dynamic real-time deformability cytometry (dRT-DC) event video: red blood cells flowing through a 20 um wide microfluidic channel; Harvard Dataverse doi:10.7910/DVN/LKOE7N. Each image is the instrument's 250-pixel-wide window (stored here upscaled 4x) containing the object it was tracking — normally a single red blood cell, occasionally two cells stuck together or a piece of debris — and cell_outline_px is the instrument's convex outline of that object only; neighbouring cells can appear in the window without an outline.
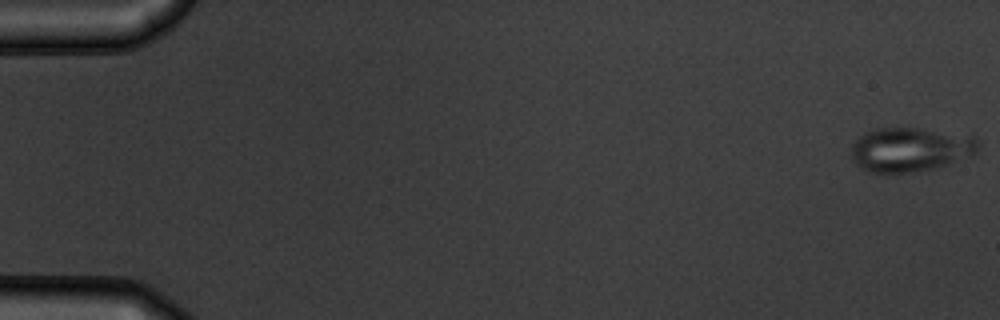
{"species": "common noctule bat (a hibernating species)", "species_latin": "Nyctalus noctula", "temperature_condition": "warm", "stored_images_in_passage": 54, "camera_frame_rate_fps": 3000, "um_per_image_px": 0.085, "animal": {"sex": "male", "body_mass_g": 19.5, "forearm_length_mm": 54.6}, "frame": {"image": 1, "passage_image": 1, "time_ms": 0.0, "image_size_px": [1000, 320], "cell_outline_px": [[980, 144], [976, 152], [948, 164], [936, 168], [916, 172], [868, 172], [860, 168], [852, 160], [852, 144], [864, 132], [872, 128], [920, 128], [972, 132]], "centroid_in_image_um": [77.43, 12.67], "position_along_channel_um": 7.6, "area_um2": 33.47}}
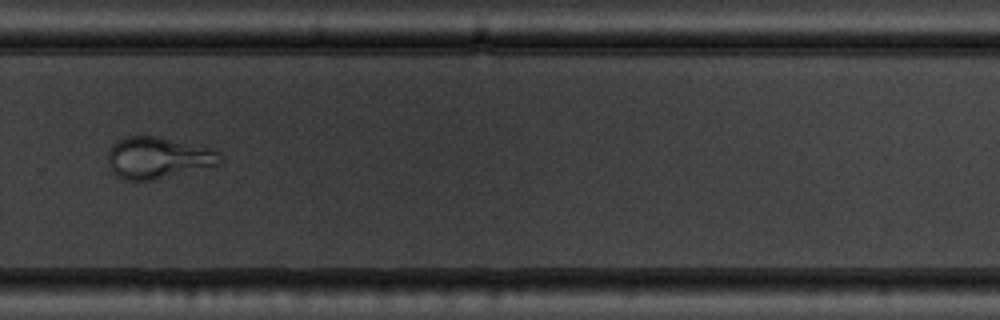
{"frame": {"image": 2, "passage_image": 38, "time_ms": 12.333, "image_size_px": [1000, 320], "cell_outline_px": [[224, 160], [220, 164], [152, 180], [124, 180], [112, 172], [108, 164], [108, 152], [112, 144], [128, 136], [156, 136], [216, 148], [220, 152]], "centroid_in_image_um": [13.47, 13.4], "position_along_channel_um": 316.3, "area_um2": 27.34}}
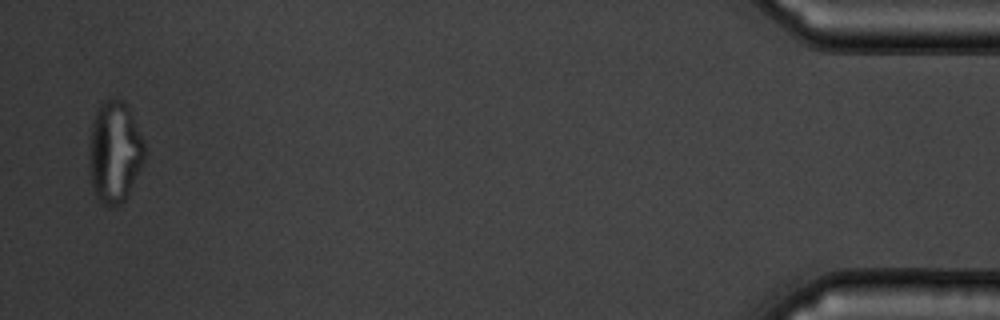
{"frame": {"image": 3, "passage_image": 53, "time_ms": 17.333, "image_size_px": [1000, 320], "cell_outline_px": [[144, 160], [124, 200], [120, 204], [112, 208], [104, 204], [96, 196], [92, 184], [88, 164], [88, 152], [92, 120], [100, 100], [124, 100], [128, 104], [144, 140]], "centroid_in_image_um": [9.72, 12.87], "position_along_channel_um": 425.5, "area_um2": 33.06}}